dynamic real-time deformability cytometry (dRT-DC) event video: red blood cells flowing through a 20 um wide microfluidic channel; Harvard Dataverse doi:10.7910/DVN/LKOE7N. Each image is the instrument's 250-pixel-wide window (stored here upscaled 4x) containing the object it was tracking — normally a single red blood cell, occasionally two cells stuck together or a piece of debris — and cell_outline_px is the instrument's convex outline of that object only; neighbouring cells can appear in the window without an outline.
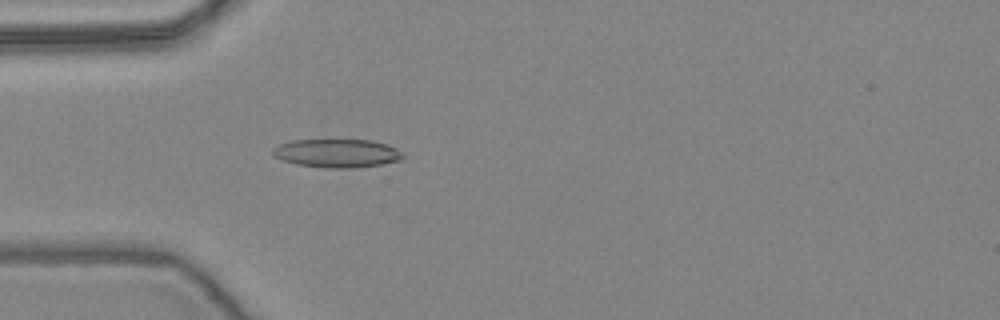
{"species": "common noctule bat (a hibernating species)", "species_latin": "Nyctalus noctula", "temperature_condition": "warm", "stored_images_in_passage": 34, "camera_frame_rate_fps": 3000, "um_per_image_px": 0.085, "animal": {"sex": "female", "body_mass_g": 24.6, "forearm_length_mm": 56.2}, "frame": {"image": 1, "passage_image": 4, "time_ms": 1.0, "image_size_px": [1000, 320], "cell_outline_px": [[404, 156], [400, 160], [380, 164], [356, 168], [324, 168], [296, 164], [280, 160], [272, 156], [272, 148], [280, 144], [292, 140], [372, 140], [388, 144], [396, 148]], "centroid_in_image_um": [28.6, 13.03], "position_along_channel_um": 56.4, "area_um2": 21.73}}
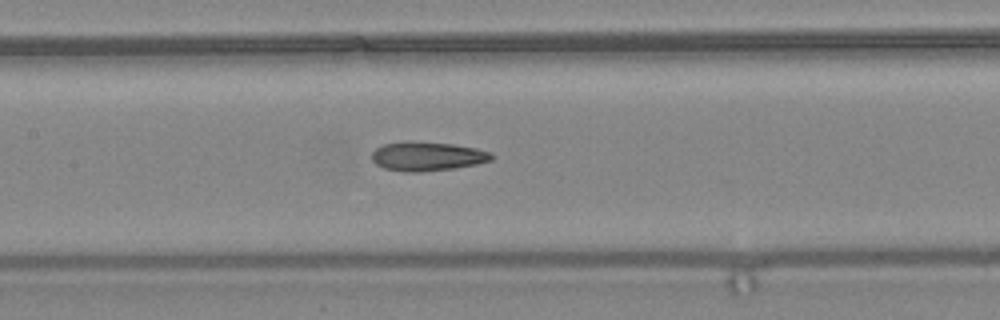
{"frame": {"image": 2, "passage_image": 13, "time_ms": 4.0, "image_size_px": [1000, 320], "cell_outline_px": [[492, 160], [476, 164], [456, 168], [420, 172], [404, 172], [384, 168], [376, 164], [372, 160], [372, 152], [376, 148], [384, 144], [452, 144], [476, 148], [492, 152]], "centroid_in_image_um": [36.36, 13.34], "position_along_channel_um": 171.0, "area_um2": 19.48}}
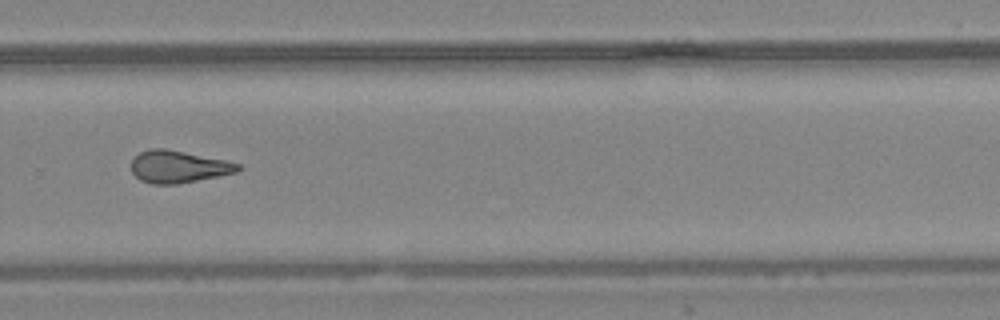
{"frame": {"image": 3, "passage_image": 24, "time_ms": 7.667, "image_size_px": [1000, 320], "cell_outline_px": [[244, 168], [236, 172], [176, 184], [152, 184], [140, 180], [132, 172], [132, 160], [140, 152], [148, 148], [164, 148], [224, 160], [240, 164]], "centroid_in_image_um": [15.14, 14.16], "position_along_channel_um": 314.7, "area_um2": 19.77}, "authors_computed_cell_mechanics": {"area_um2": 19.7676, "velocity_mm_per_s": 3.9348, "shape_relaxation_time_tau1_ms": null, "shape_relaxation_time_tau2_ms": 1.8949, "deformation_change_tau1": null, "deformation_change_tau2": 0.1089}}